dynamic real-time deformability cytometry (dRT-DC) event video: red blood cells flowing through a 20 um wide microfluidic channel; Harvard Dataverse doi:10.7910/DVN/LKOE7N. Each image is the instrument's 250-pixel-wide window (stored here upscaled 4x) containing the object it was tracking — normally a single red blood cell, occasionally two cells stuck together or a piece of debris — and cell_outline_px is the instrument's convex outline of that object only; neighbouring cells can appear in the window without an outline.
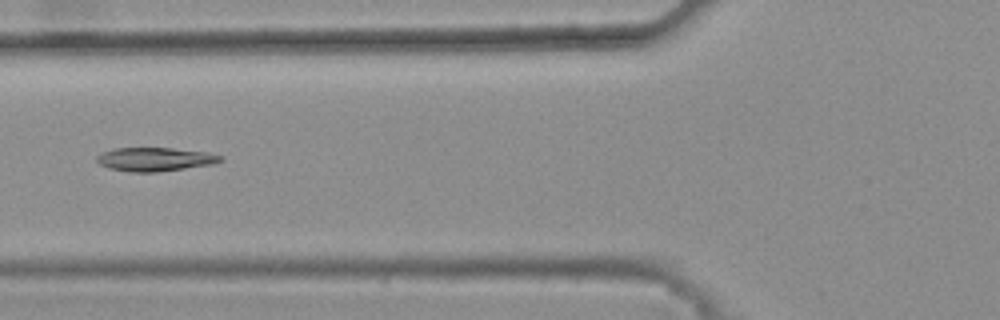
{"species": "common noctule bat (a hibernating species)", "species_latin": "Nyctalus noctula", "temperature_condition": "warm", "stored_images_in_passage": 46, "camera_frame_rate_fps": 3000, "um_per_image_px": 0.085, "animal": {"sex": "female", "body_mass_g": 25.1}, "frame": {"image": 1, "passage_image": 20, "time_ms": 6.333, "image_size_px": [1000, 320], "cell_outline_px": [[224, 160], [212, 164], [156, 172], [128, 172], [108, 168], [100, 164], [96, 160], [96, 156], [112, 148], [172, 148], [208, 152], [224, 156]], "centroid_in_image_um": [13.18, 13.53], "position_along_channel_um": 112.6, "area_um2": 17.11}}
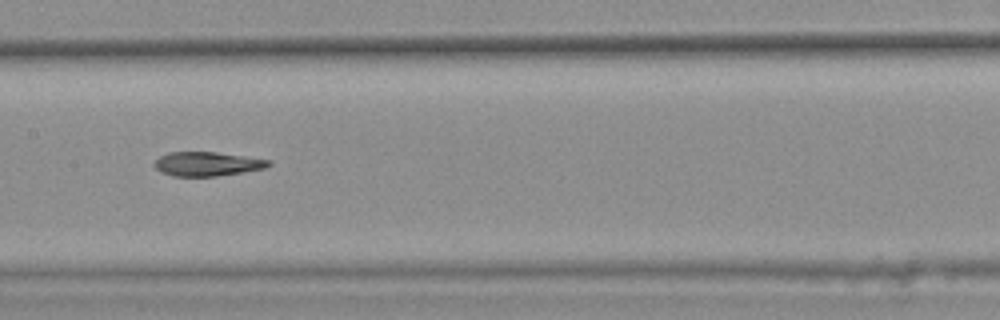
{"frame": {"image": 2, "passage_image": 26, "time_ms": 8.333, "image_size_px": [1000, 320], "cell_outline_px": [[272, 164], [264, 168], [244, 172], [216, 176], [172, 176], [160, 172], [152, 164], [160, 156], [168, 152], [216, 152], [244, 156], [268, 160]], "centroid_in_image_um": [17.56, 13.93], "position_along_channel_um": 189.8, "area_um2": 16.01}}
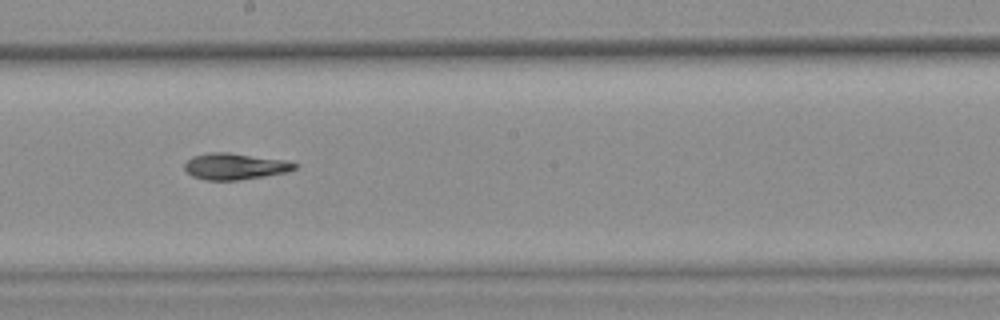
{"frame": {"image": 3, "passage_image": 29, "time_ms": 9.333, "image_size_px": [1000, 320], "cell_outline_px": [[300, 164], [296, 168], [288, 172], [264, 176], [236, 180], [204, 180], [192, 176], [184, 168], [184, 164], [192, 156], [208, 152], [228, 152], [288, 160]], "centroid_in_image_um": [20.0, 14.13], "position_along_channel_um": 228.2, "area_um2": 17.11}}